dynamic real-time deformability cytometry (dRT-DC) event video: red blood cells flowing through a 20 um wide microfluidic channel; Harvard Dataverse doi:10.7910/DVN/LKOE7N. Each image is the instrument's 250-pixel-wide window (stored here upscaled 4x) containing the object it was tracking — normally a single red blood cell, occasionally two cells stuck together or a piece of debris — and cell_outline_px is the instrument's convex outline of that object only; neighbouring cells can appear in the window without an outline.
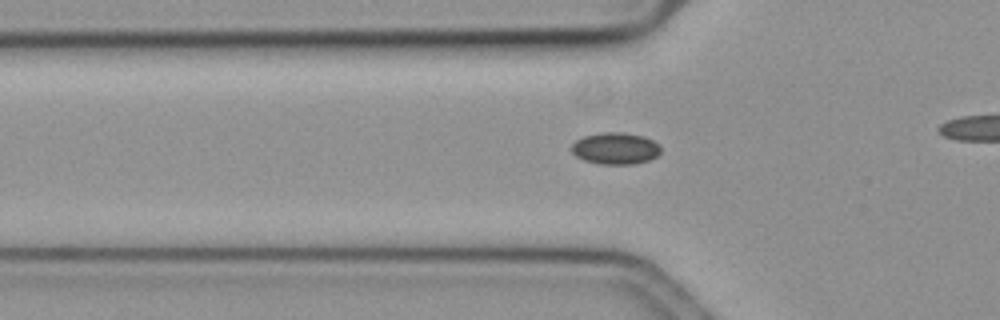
{"species": "common noctule bat (a hibernating species)", "species_latin": "Nyctalus noctula", "temperature_condition": "cold", "stored_images_in_passage": 41, "camera_frame_rate_fps": 3000, "um_per_image_px": 0.085, "animal": {"sex": "female", "body_mass_g": 19.3, "forearm_length_mm": 54.1}, "frame": {"image": 1, "passage_image": 14, "time_ms": 4.333, "image_size_px": [1000, 320], "cell_outline_px": [[660, 152], [656, 156], [648, 160], [632, 164], [600, 164], [584, 160], [576, 156], [572, 152], [572, 144], [576, 140], [584, 136], [600, 132], [624, 132], [644, 136], [652, 140], [660, 148]], "centroid_in_image_um": [52.28, 12.6], "position_along_channel_um": 73.5, "area_um2": 16.42}}
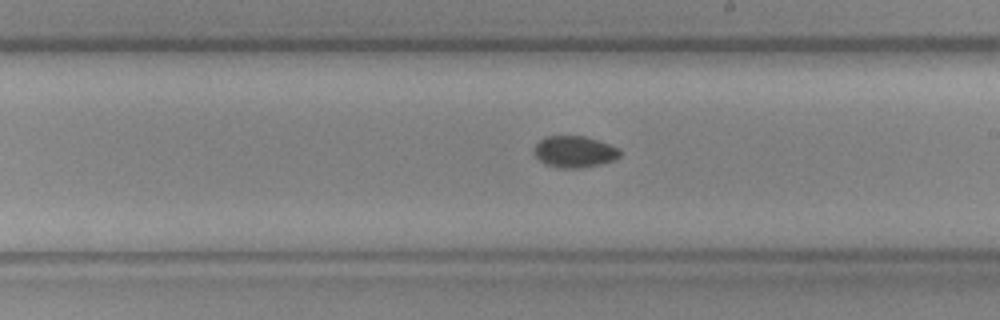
{"frame": {"image": 2, "passage_image": 28, "time_ms": 9.0, "image_size_px": [1000, 320], "cell_outline_px": [[620, 156], [616, 160], [600, 164], [580, 168], [560, 168], [544, 164], [532, 152], [532, 148], [544, 136], [584, 136], [620, 148]], "centroid_in_image_um": [48.81, 12.9], "position_along_channel_um": 240.2, "area_um2": 15.9}}
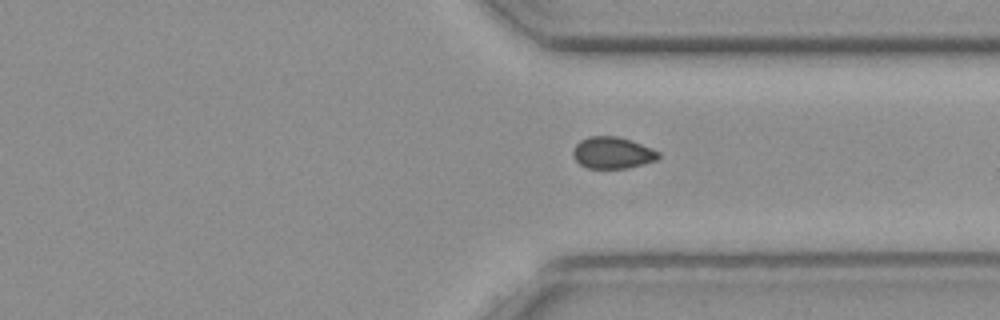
{"frame": {"image": 3, "passage_image": 38, "time_ms": 12.333, "image_size_px": [1000, 320], "cell_outline_px": [[660, 156], [656, 160], [628, 168], [588, 168], [580, 164], [576, 160], [572, 152], [576, 144], [580, 140], [588, 136], [616, 136], [632, 140], [652, 148], [660, 152]], "centroid_in_image_um": [52.07, 12.97], "position_along_channel_um": 359.3, "area_um2": 15.78}}